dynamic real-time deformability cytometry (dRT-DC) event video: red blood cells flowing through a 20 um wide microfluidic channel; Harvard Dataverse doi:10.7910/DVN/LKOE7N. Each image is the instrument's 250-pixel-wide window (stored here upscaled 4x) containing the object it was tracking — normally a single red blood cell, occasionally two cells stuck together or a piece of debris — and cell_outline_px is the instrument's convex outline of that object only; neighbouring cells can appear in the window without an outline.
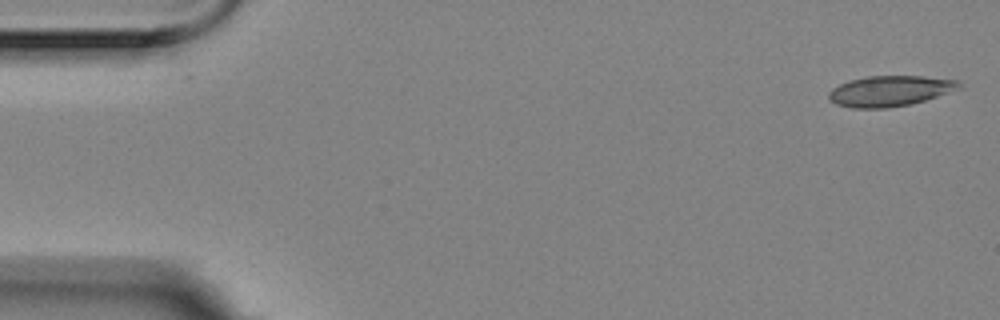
{"species": "Egyptian fruit bat (a non-hibernating species)", "species_latin": "Rousettus aegyptiacus", "temperature_condition": "room temperature", "stored_images_in_passage": 5, "camera_frame_rate_fps": 3000, "um_per_image_px": 0.085, "animal": {"sex": "female"}, "frame": {"image": 1, "passage_image": 1, "time_ms": 0.0, "image_size_px": [1000, 320], "cell_outline_px": [[964, 84], [960, 88], [924, 100], [908, 104], [888, 108], [852, 108], [836, 104], [828, 100], [828, 92], [832, 88], [848, 80], [868, 76], [924, 76], [960, 80]], "centroid_in_image_um": [75.62, 7.72], "position_along_channel_um": 9.4, "area_um2": 23.29}}
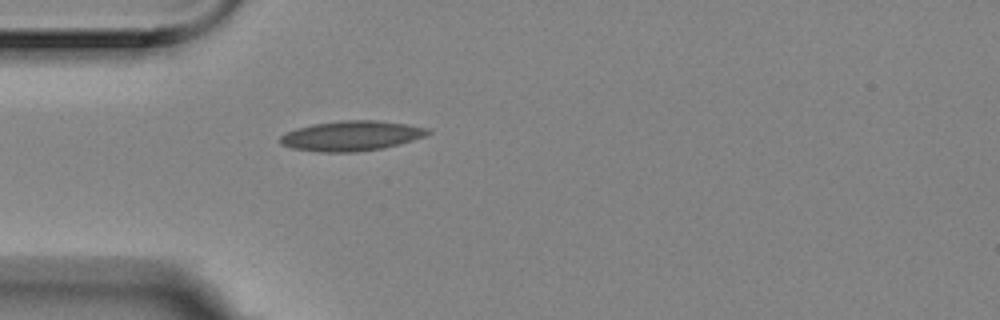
{"frame": {"image": 2, "passage_image": 5, "time_ms": 1.333, "image_size_px": [1000, 320], "cell_outline_px": [[432, 132], [424, 136], [412, 140], [384, 148], [356, 152], [320, 152], [292, 148], [280, 144], [280, 136], [296, 128], [312, 124], [340, 120], [376, 120], [404, 124], [428, 128]], "centroid_in_image_um": [29.84, 11.54], "position_along_channel_um": 55.2, "area_um2": 25.72}}